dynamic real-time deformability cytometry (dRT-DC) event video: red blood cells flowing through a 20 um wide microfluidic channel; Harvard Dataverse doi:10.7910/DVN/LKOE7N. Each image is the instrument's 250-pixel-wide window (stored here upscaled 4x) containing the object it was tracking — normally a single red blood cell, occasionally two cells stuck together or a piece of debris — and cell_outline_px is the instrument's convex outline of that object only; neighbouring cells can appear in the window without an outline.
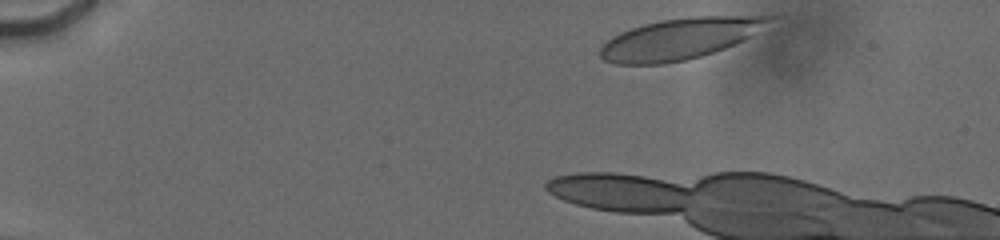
{"species": "human", "species_latin": "Homo sapiens", "temperature_condition": "cold", "stored_images_in_passage": 11, "camera_frame_rate_fps": 3000, "um_per_image_px": 0.085, "donor": {"sex": "male"}, "frame": {"image": 1, "passage_image": 2, "time_ms": 0.333, "image_size_px": [1000, 240], "cell_outline_px": [[776, 16], [744, 40], [724, 48], [700, 56], [684, 60], [664, 64], [616, 64], [604, 60], [600, 56], [600, 44], [612, 36], [620, 32], [644, 24], [660, 20], [696, 16]], "centroid_in_image_um": [57.69, 3.3], "position_along_channel_um": 27.3, "area_um2": 40.0}}